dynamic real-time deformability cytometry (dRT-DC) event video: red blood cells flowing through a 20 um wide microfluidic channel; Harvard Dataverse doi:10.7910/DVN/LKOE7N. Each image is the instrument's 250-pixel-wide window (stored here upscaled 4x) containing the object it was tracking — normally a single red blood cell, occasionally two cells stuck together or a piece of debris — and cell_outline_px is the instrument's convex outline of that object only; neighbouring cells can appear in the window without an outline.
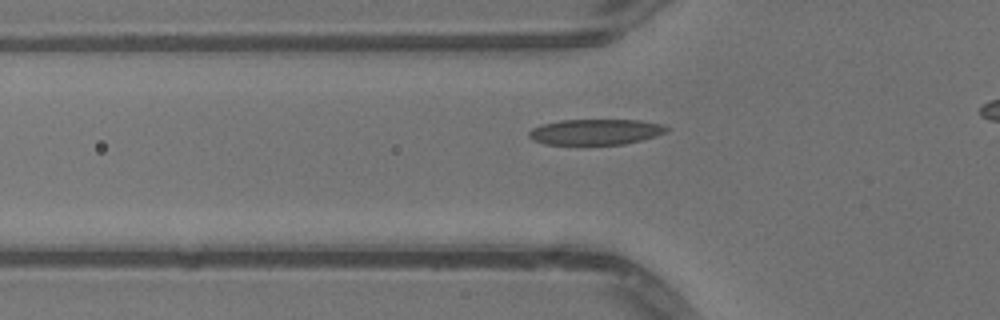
{"species": "common noctule bat (a hibernating species)", "species_latin": "Nyctalus noctula", "temperature_condition": "warm", "stored_images_in_passage": 32, "camera_frame_rate_fps": 3000, "um_per_image_px": 0.085, "animal": {"sex": "male", "body_mass_g": 13.3}, "frame": {"image": 1, "passage_image": 8, "time_ms": 2.333, "image_size_px": [1000, 320], "cell_outline_px": [[668, 128], [664, 132], [656, 136], [624, 144], [544, 144], [532, 140], [528, 136], [528, 132], [532, 128], [540, 124], [560, 120], [640, 120], [664, 124]], "centroid_in_image_um": [50.58, 11.2], "position_along_channel_um": 75.2, "area_um2": 20.58}}
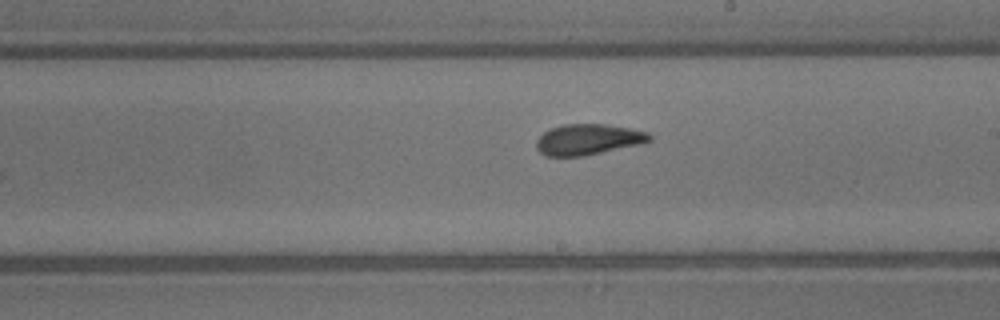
{"frame": {"image": 2, "passage_image": 20, "time_ms": 6.333, "image_size_px": [1000, 320], "cell_outline_px": [[652, 140], [640, 144], [584, 156], [544, 156], [536, 148], [536, 140], [544, 132], [552, 128], [564, 124], [604, 124], [632, 128], [648, 132], [652, 136]], "centroid_in_image_um": [50.0, 11.85], "position_along_channel_um": 239.0, "area_um2": 20.35}}
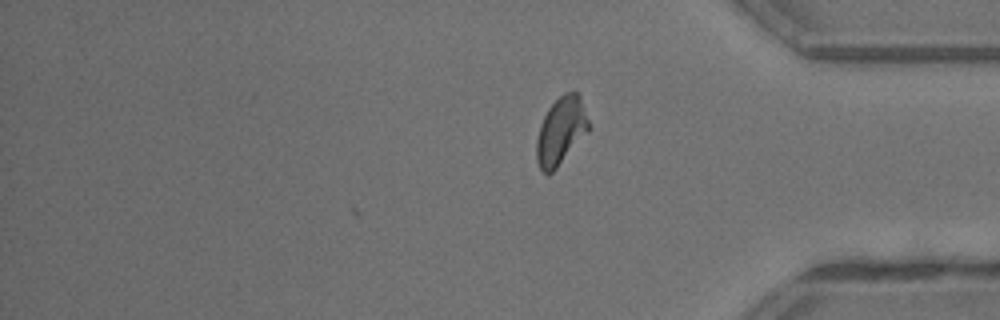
{"frame": {"image": 3, "passage_image": 32, "time_ms": 10.333, "image_size_px": [1000, 320], "cell_outline_px": [[588, 132], [556, 168], [552, 172], [540, 172], [536, 160], [536, 140], [540, 124], [548, 108], [564, 92], [576, 92], [580, 96], [588, 120]], "centroid_in_image_um": [47.65, 11.14], "position_along_channel_um": 387.6, "area_um2": 20.29}, "authors_computed_cell_mechanics": {"area_um2": 20.3167, "velocity_mm_per_s": 4.076, "shape_relaxation_time_tau1_ms": 5.048, "shape_relaxation_time_tau2_ms": 1.3381, "deformation_change_tau1": 0.1805, "deformation_change_tau2": 0.0881}}